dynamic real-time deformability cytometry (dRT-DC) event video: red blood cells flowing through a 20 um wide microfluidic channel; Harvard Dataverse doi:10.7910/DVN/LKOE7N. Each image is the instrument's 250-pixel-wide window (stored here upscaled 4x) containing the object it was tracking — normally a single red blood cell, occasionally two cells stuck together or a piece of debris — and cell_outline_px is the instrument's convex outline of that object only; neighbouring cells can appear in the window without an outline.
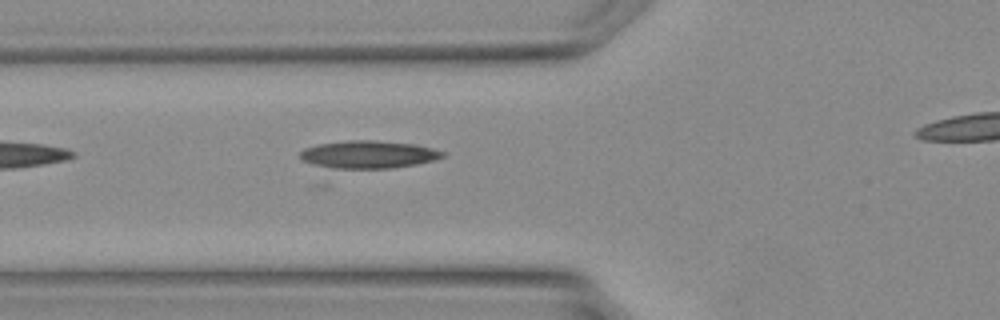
{"species": "Egyptian fruit bat (a non-hibernating species)", "species_latin": "Rousettus aegyptiacus", "temperature_condition": "warm", "stored_images_in_passage": 11, "camera_frame_rate_fps": 3000, "um_per_image_px": 0.085, "animal": {"sex": "female"}, "frame": {"image": 1, "passage_image": 2, "time_ms": 0.333, "image_size_px": [1000, 320], "cell_outline_px": [[444, 156], [436, 160], [416, 164], [392, 168], [324, 168], [312, 164], [304, 160], [300, 156], [300, 152], [304, 148], [316, 144], [348, 140], [372, 140], [412, 144], [432, 148], [444, 152]], "centroid_in_image_um": [31.28, 13.13], "position_along_channel_um": 94.5, "area_um2": 22.95}}
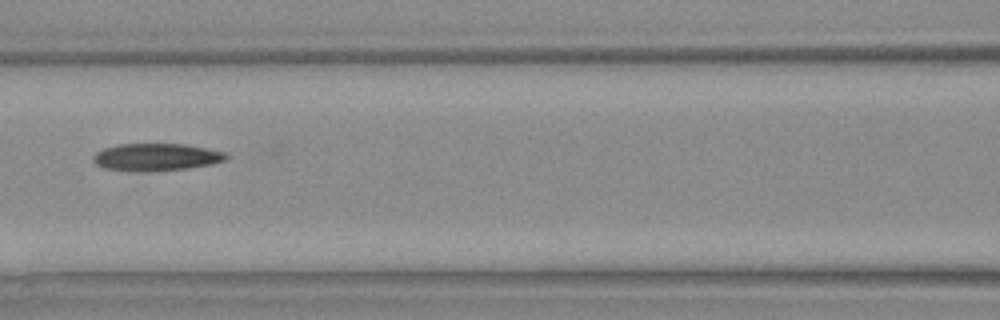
{"frame": {"image": 2, "passage_image": 5, "time_ms": 1.333, "image_size_px": [1000, 320], "cell_outline_px": [[228, 156], [224, 160], [212, 164], [188, 168], [148, 172], [128, 172], [104, 168], [96, 164], [92, 160], [96, 152], [104, 148], [120, 144], [184, 144], [224, 152]], "centroid_in_image_um": [13.22, 13.37], "position_along_channel_um": 153.4, "area_um2": 21.27}}